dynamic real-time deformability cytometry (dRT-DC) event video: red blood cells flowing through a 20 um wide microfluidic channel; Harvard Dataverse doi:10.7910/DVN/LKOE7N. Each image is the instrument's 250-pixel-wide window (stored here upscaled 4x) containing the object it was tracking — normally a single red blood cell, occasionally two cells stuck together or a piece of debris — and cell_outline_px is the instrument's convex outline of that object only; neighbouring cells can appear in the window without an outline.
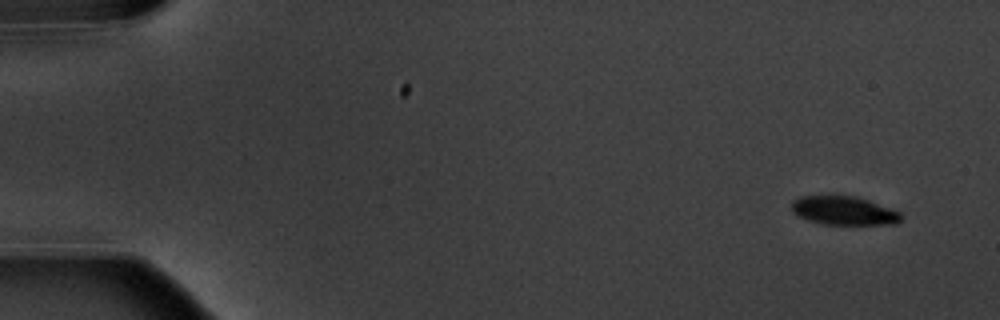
{"species": "common noctule bat (a hibernating species)", "species_latin": "Nyctalus noctula", "temperature_condition": "warm", "stored_images_in_passage": 5, "camera_frame_rate_fps": 3000, "um_per_image_px": 0.085, "animal": {"sex": "male", "body_mass_g": 20.1, "forearm_length_mm": 53.5}, "frame": {"image": 1, "passage_image": 1, "time_ms": 0.0, "image_size_px": [1000, 320], "cell_outline_px": [[900, 220], [896, 224], [824, 224], [796, 216], [792, 212], [792, 200], [800, 196], [828, 192], [856, 196], [868, 200], [900, 212]], "centroid_in_image_um": [71.63, 17.84], "position_along_channel_um": 13.4, "area_um2": 18.9}}
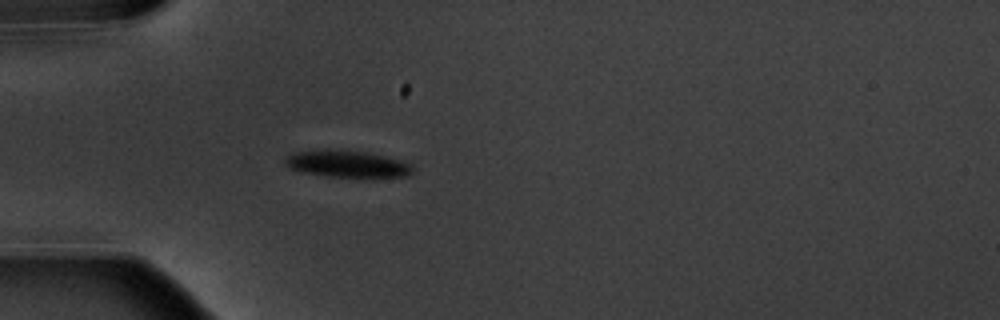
{"frame": {"image": 2, "passage_image": 5, "time_ms": 4.667, "image_size_px": [1000, 320], "cell_outline_px": [[412, 172], [404, 176], [328, 176], [304, 172], [288, 168], [284, 164], [284, 156], [296, 152], [324, 148], [340, 148], [368, 152], [400, 160], [412, 164]], "centroid_in_image_um": [29.42, 13.88], "position_along_channel_um": 55.6, "area_um2": 20.06}}